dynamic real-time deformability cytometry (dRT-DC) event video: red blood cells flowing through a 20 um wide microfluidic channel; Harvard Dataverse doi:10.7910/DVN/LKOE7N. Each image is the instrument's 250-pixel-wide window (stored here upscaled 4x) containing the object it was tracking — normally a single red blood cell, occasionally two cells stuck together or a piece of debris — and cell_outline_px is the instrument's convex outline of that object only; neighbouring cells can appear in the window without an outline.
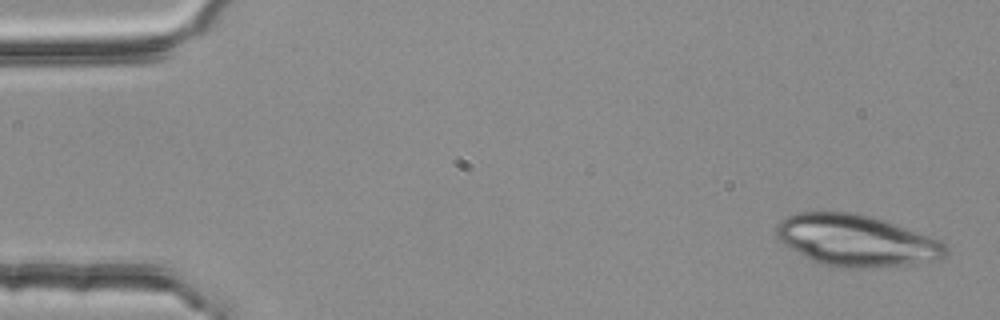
{"species": "common noctule bat (a hibernating species)", "species_latin": "Nyctalus noctula", "temperature_condition": "room temperature", "stored_images_in_passage": 5, "camera_frame_rate_fps": 3000, "um_per_image_px": 0.085, "animal": {"sex": "female", "body_mass_g": 25.1}, "frame": {"image": 1, "passage_image": 1, "time_ms": 0.0, "image_size_px": [1000, 320], "cell_outline_px": [[948, 252], [940, 260], [908, 264], [868, 268], [836, 268], [820, 264], [804, 256], [784, 244], [776, 236], [776, 224], [784, 216], [796, 212], [848, 212], [872, 216], [884, 220], [940, 240], [948, 248]], "centroid_in_image_um": [72.76, 20.45], "position_along_channel_um": 12.2, "area_um2": 50.92}}